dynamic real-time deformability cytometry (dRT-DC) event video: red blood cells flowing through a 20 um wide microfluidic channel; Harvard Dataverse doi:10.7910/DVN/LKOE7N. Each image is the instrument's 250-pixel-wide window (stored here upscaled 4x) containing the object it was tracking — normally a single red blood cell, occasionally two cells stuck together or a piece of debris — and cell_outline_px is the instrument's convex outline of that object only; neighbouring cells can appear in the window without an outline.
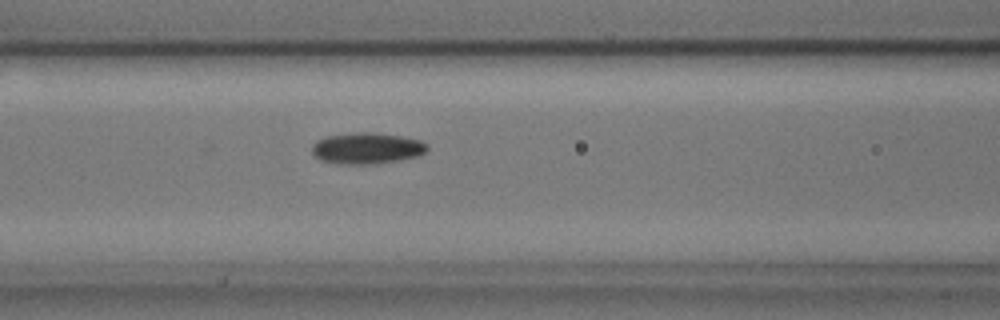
{"species": "common noctule bat (a hibernating species)", "species_latin": "Nyctalus noctula", "temperature_condition": "cold", "stored_images_in_passage": 38, "camera_frame_rate_fps": 3000, "um_per_image_px": 0.085, "animal": {"sex": "male", "body_mass_g": 17.9, "forearm_length_mm": 54.2}, "frame": {"image": 1, "passage_image": 6, "time_ms": 1.667, "image_size_px": [1000, 320], "cell_outline_px": [[428, 148], [420, 156], [400, 160], [376, 164], [340, 164], [320, 160], [312, 152], [312, 144], [316, 140], [324, 136], [360, 132], [372, 132], [400, 136], [420, 140], [428, 144]], "centroid_in_image_um": [31.18, 12.6], "position_along_channel_um": 135.4, "area_um2": 21.15}}
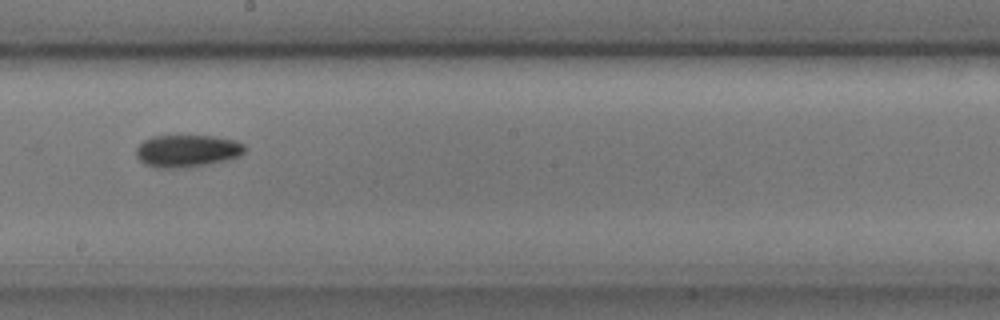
{"frame": {"image": 2, "passage_image": 14, "time_ms": 4.333, "image_size_px": [1000, 320], "cell_outline_px": [[248, 148], [240, 156], [228, 160], [192, 168], [156, 168], [144, 164], [136, 156], [136, 148], [144, 140], [152, 136], [212, 136], [232, 140], [244, 144]], "centroid_in_image_um": [15.92, 12.85], "position_along_channel_um": 232.3, "area_um2": 20.75}}
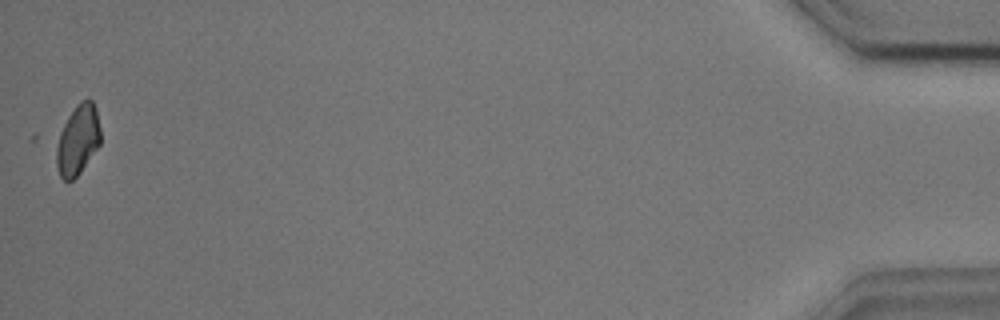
{"frame": {"image": 3, "passage_image": 38, "time_ms": 12.333, "image_size_px": [1000, 320], "cell_outline_px": [[100, 144], [80, 172], [72, 180], [64, 180], [60, 176], [56, 164], [56, 148], [60, 132], [68, 116], [76, 104], [80, 100], [92, 100], [96, 108], [100, 128]], "centroid_in_image_um": [6.62, 11.88], "position_along_channel_um": 428.6, "area_um2": 17.86}}